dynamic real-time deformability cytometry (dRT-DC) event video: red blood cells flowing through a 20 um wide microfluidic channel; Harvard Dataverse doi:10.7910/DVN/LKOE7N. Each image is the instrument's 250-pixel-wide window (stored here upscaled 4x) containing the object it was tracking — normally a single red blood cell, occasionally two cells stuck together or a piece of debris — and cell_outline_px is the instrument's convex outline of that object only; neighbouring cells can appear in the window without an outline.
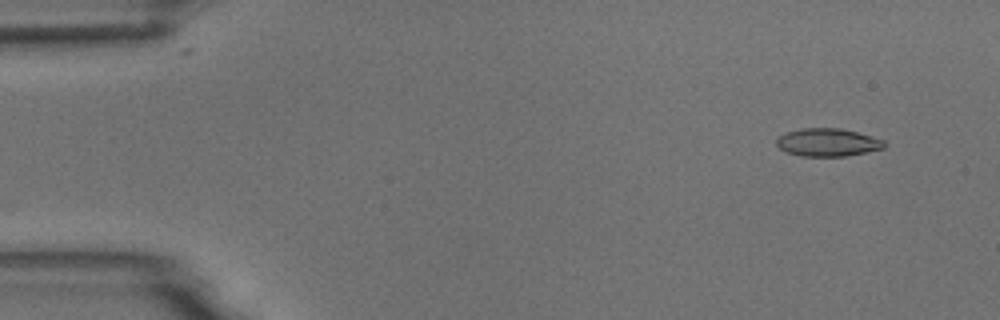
{"species": "common noctule bat (a hibernating species)", "species_latin": "Nyctalus noctula", "temperature_condition": "room temperature", "stored_images_in_passage": 5, "camera_frame_rate_fps": 3000, "um_per_image_px": 0.085, "animal": {"sex": "male", "body_mass_g": 18.8}, "frame": {"image": 1, "passage_image": 2, "time_ms": 1.0, "image_size_px": [1000, 320], "cell_outline_px": [[884, 148], [844, 156], [804, 156], [788, 152], [780, 148], [776, 144], [776, 140], [784, 132], [804, 128], [840, 128], [856, 132], [884, 140]], "centroid_in_image_um": [70.32, 12.09], "position_along_channel_um": 14.7, "area_um2": 17.22}}
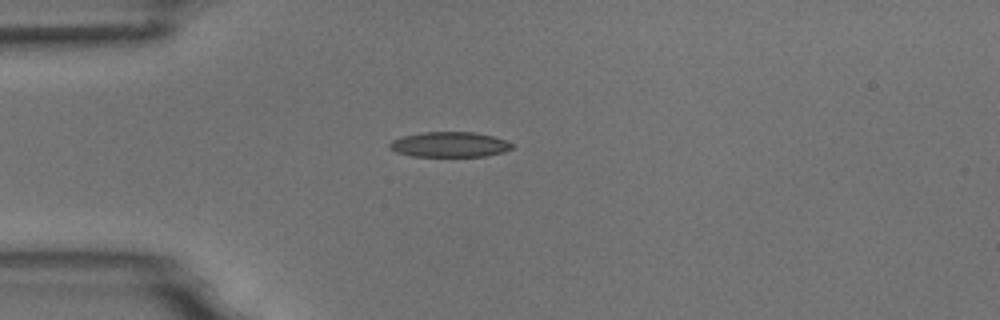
{"frame": {"image": 2, "passage_image": 5, "time_ms": 4.333, "image_size_px": [1000, 320], "cell_outline_px": [[512, 148], [504, 152], [484, 156], [412, 156], [396, 152], [388, 148], [388, 144], [392, 140], [400, 136], [424, 132], [472, 132], [492, 136], [504, 140], [512, 144]], "centroid_in_image_um": [38.15, 12.28], "position_along_channel_um": 46.8, "area_um2": 17.92}}